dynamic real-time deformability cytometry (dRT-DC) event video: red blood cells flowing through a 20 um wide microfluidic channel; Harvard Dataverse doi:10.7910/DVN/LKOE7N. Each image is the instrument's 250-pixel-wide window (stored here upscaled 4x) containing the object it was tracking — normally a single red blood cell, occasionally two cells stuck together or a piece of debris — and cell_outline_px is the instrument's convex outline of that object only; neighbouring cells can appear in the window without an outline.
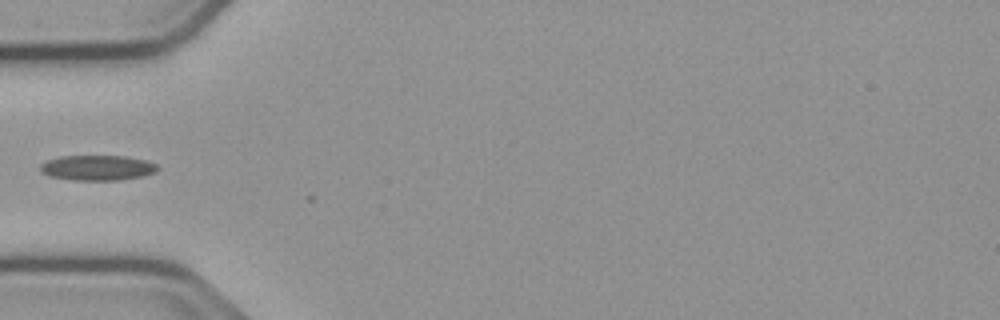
{"species": "common noctule bat (a hibernating species)", "species_latin": "Nyctalus noctula", "temperature_condition": "cold", "stored_images_in_passage": 4, "camera_frame_rate_fps": 3000, "um_per_image_px": 0.085, "animal": {"sex": "male", "body_mass_g": 23.1, "forearm_length_mm": 52.7}, "frame": {"image": 1, "passage_image": 1, "time_ms": 0.0, "image_size_px": [1000, 320], "cell_outline_px": [[160, 168], [156, 172], [144, 176], [120, 180], [76, 180], [48, 176], [40, 172], [40, 164], [48, 160], [60, 156], [124, 156], [148, 160], [156, 164]], "centroid_in_image_um": [8.31, 14.26], "position_along_channel_um": 76.7, "area_um2": 17.4}}